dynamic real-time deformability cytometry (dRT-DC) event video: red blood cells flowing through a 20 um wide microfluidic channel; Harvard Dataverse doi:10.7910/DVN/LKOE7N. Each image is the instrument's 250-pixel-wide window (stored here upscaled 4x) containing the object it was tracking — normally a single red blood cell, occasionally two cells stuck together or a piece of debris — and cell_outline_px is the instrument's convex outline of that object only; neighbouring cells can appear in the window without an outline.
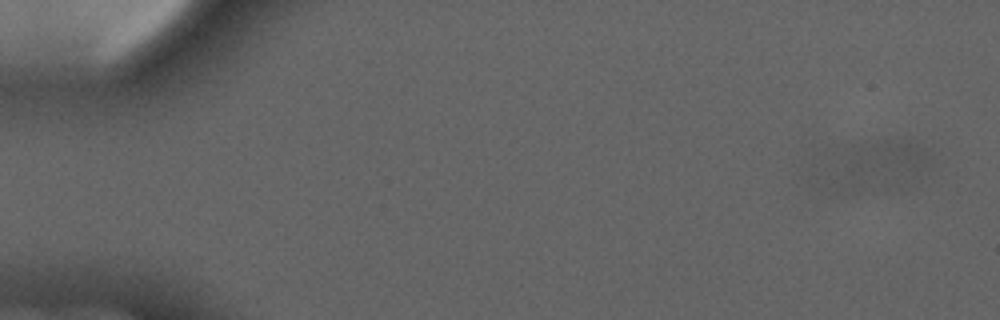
{"species": "common noctule bat (a hibernating species)", "species_latin": "Nyctalus noctula", "temperature_condition": "cold", "stored_images_in_passage": 5, "segment_of_instrument_passage": [1, 2], "camera_frame_rate_fps": 3000, "um_per_image_px": 0.085, "animal": {"sex": "male", "forearm_length_mm": 52.5}, "frame": {"image": 1, "passage_image": 1, "time_ms": 0.0, "image_size_px": [1000, 320], "cell_outline_px": [[928, 160], [916, 172], [856, 192], [852, 192], [844, 188], [852, 144], [884, 140], [908, 140], [924, 148], [928, 152]], "centroid_in_image_um": [75.01, 13.83], "position_along_channel_um": 10.0, "area_um2": 22.14}}
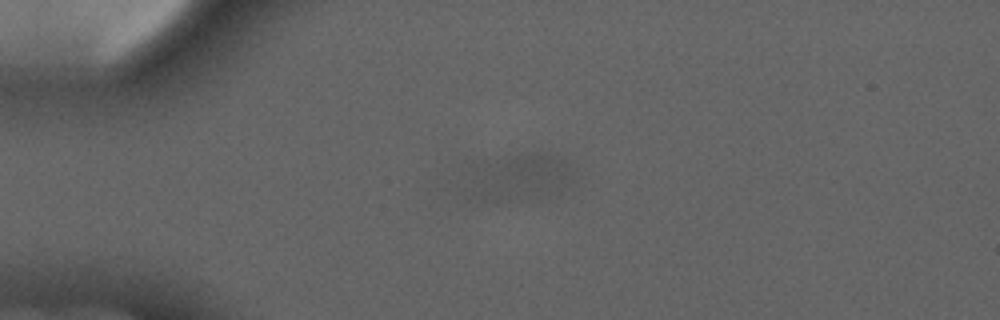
{"frame": {"image": 2, "passage_image": 4, "time_ms": 3.667, "image_size_px": [1000, 320], "cell_outline_px": [[572, 184], [556, 196], [520, 200], [476, 200], [472, 196], [472, 160], [516, 156], [548, 156], [564, 160], [572, 168]], "centroid_in_image_um": [44.17, 15.12], "position_along_channel_um": 40.8, "area_um2": 28.73}}